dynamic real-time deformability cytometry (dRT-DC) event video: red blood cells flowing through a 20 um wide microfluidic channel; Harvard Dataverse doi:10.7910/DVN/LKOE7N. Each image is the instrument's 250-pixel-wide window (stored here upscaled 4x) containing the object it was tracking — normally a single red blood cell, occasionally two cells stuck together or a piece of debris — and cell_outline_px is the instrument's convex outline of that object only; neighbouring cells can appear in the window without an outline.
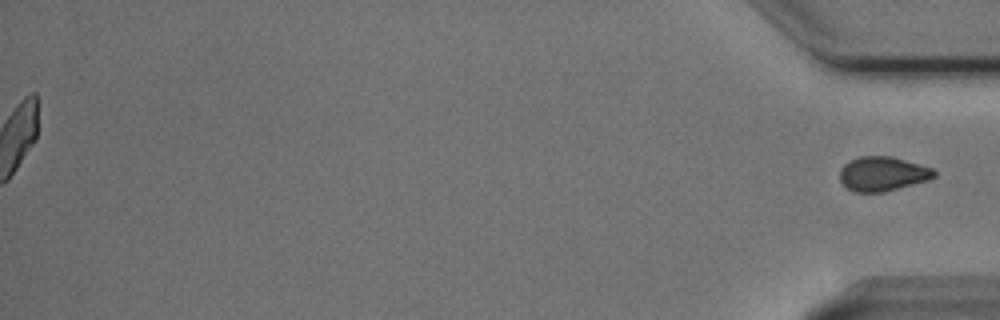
{"species": "Egyptian fruit bat (a non-hibernating species)", "species_latin": "Rousettus aegyptiacus", "temperature_condition": "cold", "stored_images_in_passage": 56, "segment_of_instrument_passage": [2, 2], "camera_frame_rate_fps": 3000, "um_per_image_px": 0.085, "animal": {"sex": "male"}, "frame": {"image": 1, "passage_image": 56, "time_ms": 18.333, "image_size_px": [1000, 320], "cell_outline_px": [[936, 176], [928, 180], [884, 192], [852, 192], [840, 180], [840, 168], [844, 164], [860, 156], [892, 156], [932, 168], [936, 172]], "centroid_in_image_um": [75.02, 14.78], "position_along_channel_um": 360.2, "area_um2": 18.84}}